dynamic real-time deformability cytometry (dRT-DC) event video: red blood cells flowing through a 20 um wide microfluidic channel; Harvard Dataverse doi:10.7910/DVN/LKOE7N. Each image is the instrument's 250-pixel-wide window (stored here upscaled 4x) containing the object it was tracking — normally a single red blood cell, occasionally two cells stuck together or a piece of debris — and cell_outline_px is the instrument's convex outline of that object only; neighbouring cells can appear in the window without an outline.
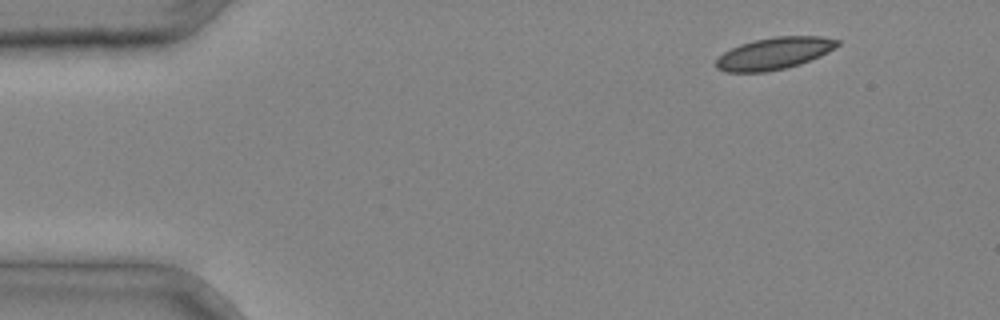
{"species": "common noctule bat (a hibernating species)", "species_latin": "Nyctalus noctula", "temperature_condition": "cold", "stored_images_in_passage": 3, "camera_frame_rate_fps": 3000, "um_per_image_px": 0.085, "animal": {"sex": "male", "body_mass_g": 20.4}, "frame": {"image": 1, "passage_image": 1, "time_ms": 0.0, "image_size_px": [1000, 320], "cell_outline_px": [[840, 44], [828, 52], [820, 56], [800, 64], [784, 68], [764, 72], [724, 72], [716, 68], [716, 60], [724, 52], [740, 44], [772, 36], [820, 36], [840, 40]], "centroid_in_image_um": [65.81, 4.53], "position_along_channel_um": 19.2, "area_um2": 22.54}}
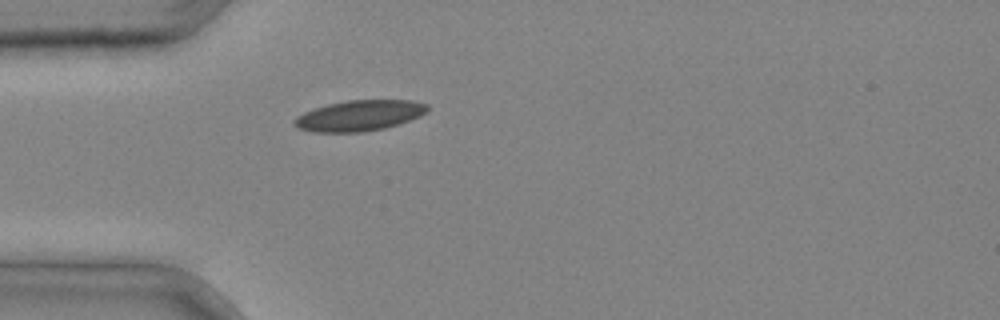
{"frame": {"image": 2, "passage_image": 3, "time_ms": 0.667, "image_size_px": [1000, 320], "cell_outline_px": [[428, 112], [420, 116], [400, 124], [384, 128], [364, 132], [312, 132], [296, 128], [292, 124], [292, 120], [296, 116], [304, 112], [328, 104], [348, 100], [412, 100], [428, 104]], "centroid_in_image_um": [30.53, 9.83], "position_along_channel_um": 54.5, "area_um2": 24.04}}